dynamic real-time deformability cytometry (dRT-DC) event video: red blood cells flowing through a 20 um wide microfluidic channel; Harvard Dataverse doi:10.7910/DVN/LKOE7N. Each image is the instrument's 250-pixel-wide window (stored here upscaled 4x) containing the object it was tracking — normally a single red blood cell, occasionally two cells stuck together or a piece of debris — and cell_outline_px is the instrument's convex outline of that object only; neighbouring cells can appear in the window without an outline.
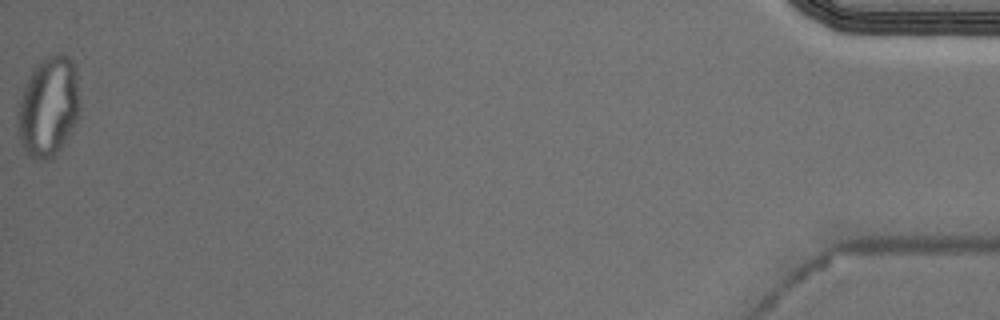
{"species": "Egyptian fruit bat (a non-hibernating species)", "species_latin": "Rousettus aegyptiacus", "temperature_condition": "cold", "stored_images_in_passage": 55, "camera_frame_rate_fps": 3000, "um_per_image_px": 0.085, "animal": {"sex": "male"}, "frame": {"image": 1, "passage_image": 55, "time_ms": 18.0, "image_size_px": [1000, 320], "cell_outline_px": [[80, 116], [72, 132], [64, 144], [52, 156], [44, 160], [32, 160], [24, 152], [20, 144], [20, 100], [24, 84], [32, 72], [52, 52], [64, 52], [76, 64], [80, 108]], "centroid_in_image_um": [4.19, 9.07], "position_along_channel_um": 431.0, "area_um2": 36.3}, "authors_computed_cell_mechanics": {"area_um2": 21.964, "velocity_mm_per_s": 3.6728, "shape_relaxation_time_tau1_ms": null, "shape_relaxation_time_tau2_ms": 1.5717, "deformation_change_tau1": null, "deformation_change_tau2": 0.0679}}